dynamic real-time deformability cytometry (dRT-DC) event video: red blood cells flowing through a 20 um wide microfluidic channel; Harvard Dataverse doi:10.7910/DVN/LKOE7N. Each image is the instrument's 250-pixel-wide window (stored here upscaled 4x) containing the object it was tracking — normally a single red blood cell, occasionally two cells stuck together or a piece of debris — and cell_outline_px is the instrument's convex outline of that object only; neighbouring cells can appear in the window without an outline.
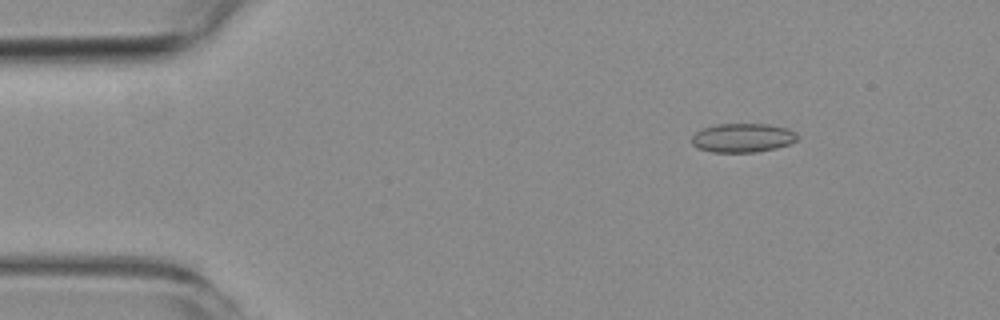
{"species": "common noctule bat (a hibernating species)", "species_latin": "Nyctalus noctula", "temperature_condition": "room temperature", "stored_images_in_passage": 4, "camera_frame_rate_fps": 3000, "um_per_image_px": 0.085, "animal": {"sex": "female", "body_mass_g": 19.3, "forearm_length_mm": 54.1}, "frame": {"image": 1, "passage_image": 2, "time_ms": 2.0, "image_size_px": [1000, 320], "cell_outline_px": [[796, 140], [788, 144], [776, 148], [756, 152], [712, 152], [700, 148], [692, 144], [692, 136], [696, 132], [704, 128], [716, 124], [768, 124], [788, 128], [796, 132]], "centroid_in_image_um": [63.13, 11.71], "position_along_channel_um": 21.9, "area_um2": 17.69}}